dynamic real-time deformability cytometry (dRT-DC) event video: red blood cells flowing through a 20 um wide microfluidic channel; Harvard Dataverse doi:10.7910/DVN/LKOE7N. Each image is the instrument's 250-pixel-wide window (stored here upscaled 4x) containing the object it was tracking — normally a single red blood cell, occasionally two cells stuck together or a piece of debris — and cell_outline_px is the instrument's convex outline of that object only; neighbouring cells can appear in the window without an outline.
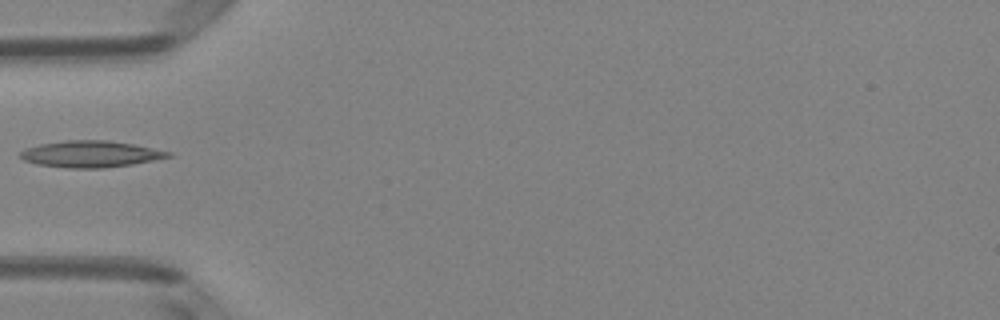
{"species": "Egyptian fruit bat (a non-hibernating species)", "species_latin": "Rousettus aegyptiacus", "temperature_condition": "room temperature", "stored_images_in_passage": 1, "camera_frame_rate_fps": 3000, "um_per_image_px": 0.085, "animal": {"sex": "female"}, "frame": {"image": 1, "passage_image": 1, "time_ms": 0.0, "image_size_px": [1000, 320], "cell_outline_px": [[172, 156], [132, 164], [104, 168], [68, 168], [36, 164], [24, 160], [20, 156], [20, 152], [24, 148], [40, 144], [64, 140], [108, 140], [132, 144], [172, 152]], "centroid_in_image_um": [7.66, 13.09], "position_along_channel_um": 77.3, "area_um2": 22.77}}